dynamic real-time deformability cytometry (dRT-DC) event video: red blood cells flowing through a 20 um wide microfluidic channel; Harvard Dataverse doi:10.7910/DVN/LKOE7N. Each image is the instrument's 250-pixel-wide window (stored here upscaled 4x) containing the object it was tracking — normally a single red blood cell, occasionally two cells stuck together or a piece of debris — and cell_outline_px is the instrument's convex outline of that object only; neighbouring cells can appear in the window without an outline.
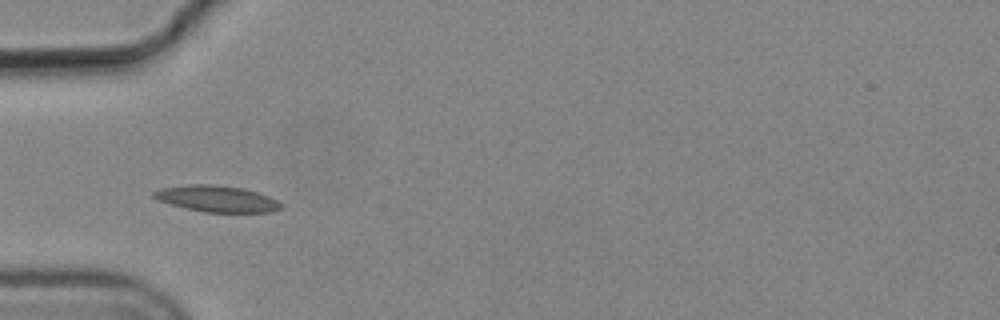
{"species": "common noctule bat (a hibernating species)", "species_latin": "Nyctalus noctula", "temperature_condition": "cold", "stored_images_in_passage": 4, "camera_frame_rate_fps": 3000, "um_per_image_px": 0.085, "animal": {"sex": "male", "body_mass_g": 19.2, "forearm_length_mm": 51.8}, "frame": {"image": 1, "passage_image": 3, "time_ms": 0.667, "image_size_px": [1000, 320], "cell_outline_px": [[284, 204], [280, 208], [272, 212], [204, 212], [184, 208], [160, 200], [152, 196], [152, 192], [160, 188], [188, 184], [212, 184], [240, 188], [256, 192], [268, 196]], "centroid_in_image_um": [18.42, 16.89], "position_along_channel_um": 66.6, "area_um2": 19.36}}
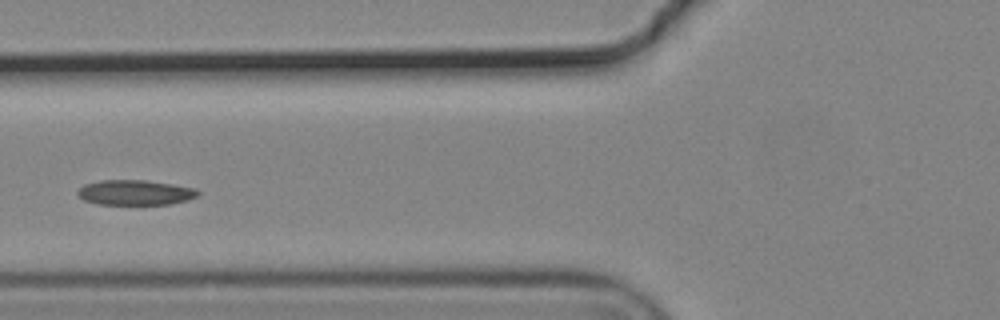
{"frame": {"image": 2, "passage_image": 4, "time_ms": 1.0, "image_size_px": [1000, 320], "cell_outline_px": [[200, 192], [196, 196], [188, 200], [168, 204], [96, 204], [84, 200], [76, 192], [84, 184], [100, 180], [148, 180], [196, 188]], "centroid_in_image_um": [11.49, 16.36], "position_along_channel_um": 114.3, "area_um2": 17.57}}